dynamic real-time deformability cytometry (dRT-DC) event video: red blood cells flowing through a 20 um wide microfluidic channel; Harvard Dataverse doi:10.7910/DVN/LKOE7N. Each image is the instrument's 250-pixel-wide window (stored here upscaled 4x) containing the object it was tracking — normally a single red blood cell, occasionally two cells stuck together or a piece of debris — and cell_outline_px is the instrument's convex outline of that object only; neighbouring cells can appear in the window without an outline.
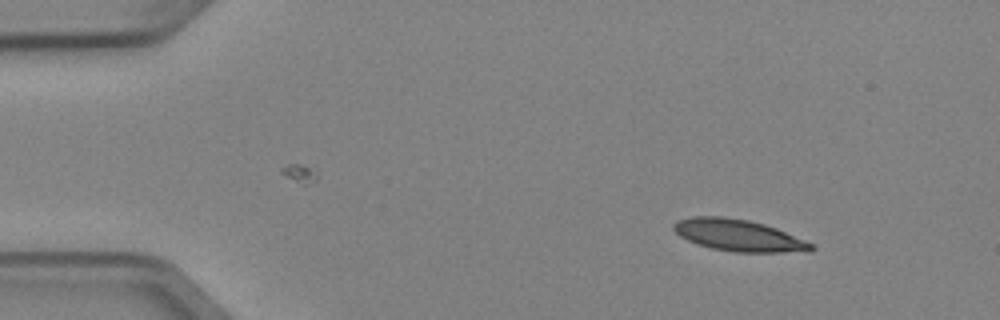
{"species": "Egyptian fruit bat (a non-hibernating species)", "species_latin": "Rousettus aegyptiacus", "temperature_condition": "cold", "stored_images_in_passage": 3, "camera_frame_rate_fps": 3000, "um_per_image_px": 0.085, "animal": {"sex": "female"}, "frame": {"image": 1, "passage_image": 1, "time_ms": 0.0, "image_size_px": [1000, 320], "cell_outline_px": [[816, 248], [812, 252], [736, 252], [712, 248], [688, 240], [680, 236], [672, 228], [672, 224], [676, 220], [692, 216], [724, 216], [748, 220], [764, 224], [776, 228], [804, 240], [812, 244]], "centroid_in_image_um": [62.78, 20.0], "position_along_channel_um": 22.2, "area_um2": 25.37}}